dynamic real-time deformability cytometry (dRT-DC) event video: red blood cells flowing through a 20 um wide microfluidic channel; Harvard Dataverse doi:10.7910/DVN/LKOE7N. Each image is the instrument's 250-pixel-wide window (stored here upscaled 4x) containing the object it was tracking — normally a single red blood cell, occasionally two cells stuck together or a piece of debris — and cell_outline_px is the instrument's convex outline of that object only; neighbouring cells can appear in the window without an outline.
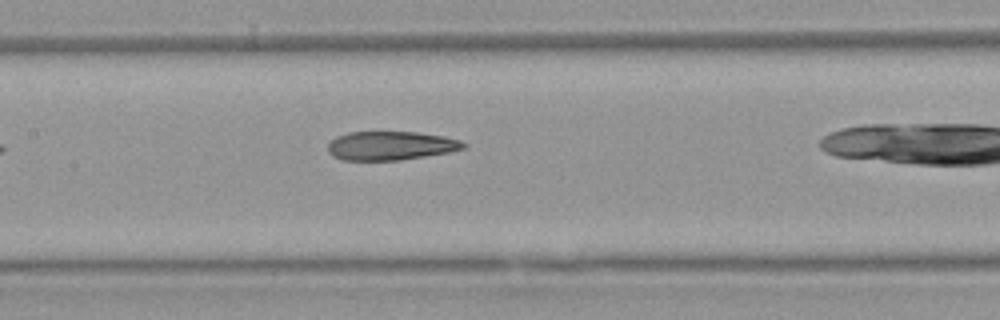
{"species": "Egyptian fruit bat (a non-hibernating species)", "species_latin": "Rousettus aegyptiacus", "temperature_condition": "warm", "stored_images_in_passage": 5, "camera_frame_rate_fps": 3000, "um_per_image_px": 0.085, "animal": {"sex": "female"}, "frame": {"image": 1, "passage_image": 5, "time_ms": 4.667, "image_size_px": [1000, 320], "cell_outline_px": [[468, 144], [464, 148], [448, 152], [400, 160], [340, 160], [332, 156], [328, 152], [328, 144], [336, 136], [348, 132], [416, 132], [444, 136], [460, 140]], "centroid_in_image_um": [33.18, 12.38], "position_along_channel_um": 174.2, "area_um2": 22.77}}